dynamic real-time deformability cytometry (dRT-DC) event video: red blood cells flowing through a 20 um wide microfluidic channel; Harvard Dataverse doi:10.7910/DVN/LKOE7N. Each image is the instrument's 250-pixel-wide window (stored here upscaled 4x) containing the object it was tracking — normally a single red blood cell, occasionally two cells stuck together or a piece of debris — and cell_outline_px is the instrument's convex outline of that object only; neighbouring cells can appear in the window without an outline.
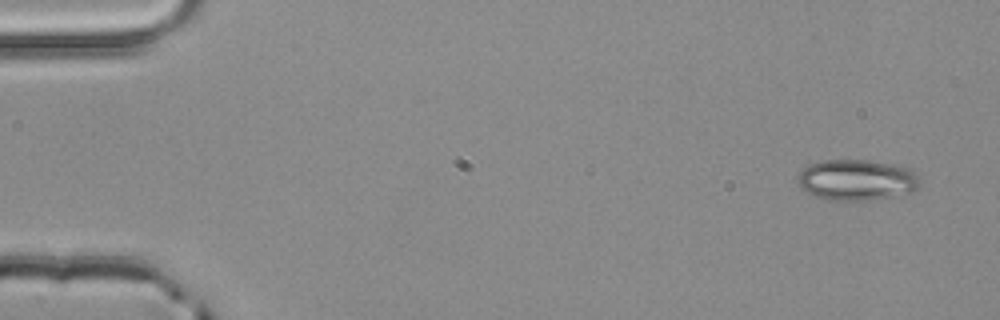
{"species": "common noctule bat (a hibernating species)", "species_latin": "Nyctalus noctula", "temperature_condition": "room temperature", "stored_images_in_passage": 3, "camera_frame_rate_fps": 3000, "um_per_image_px": 0.085, "animal": {"sex": "male", "body_mass_g": 20.4}, "frame": {"image": 1, "passage_image": 1, "time_ms": 0.0, "image_size_px": [1000, 320], "cell_outline_px": [[920, 184], [916, 188], [908, 192], [868, 200], [828, 200], [816, 196], [808, 192], [796, 180], [800, 172], [808, 164], [820, 160], [868, 160], [908, 168], [920, 180]], "centroid_in_image_um": [72.76, 15.28], "position_along_channel_um": 12.2, "area_um2": 28.5}}